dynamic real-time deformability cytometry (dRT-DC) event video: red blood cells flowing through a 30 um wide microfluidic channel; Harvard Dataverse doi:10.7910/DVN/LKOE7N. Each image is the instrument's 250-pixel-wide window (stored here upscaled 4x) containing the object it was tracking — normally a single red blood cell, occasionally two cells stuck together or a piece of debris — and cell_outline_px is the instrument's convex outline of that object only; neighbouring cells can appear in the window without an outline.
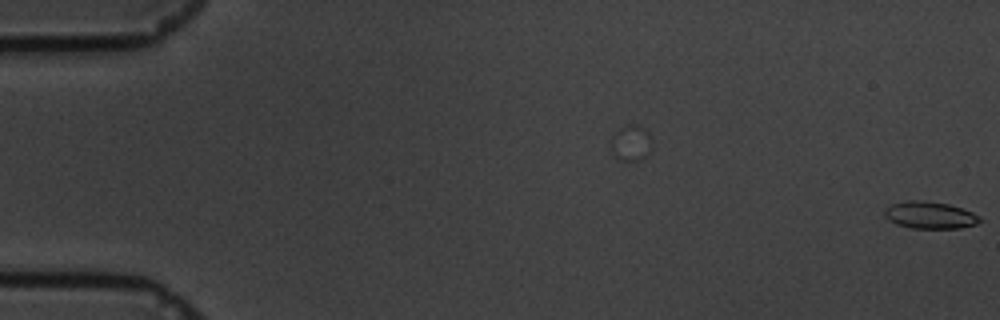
{"species": "common noctule bat (a hibernating species)", "species_latin": "Nyctalus noctula", "temperature_condition": "cold", "stored_images_in_passage": 6, "camera_frame_rate_fps": 3000, "um_per_image_px": 0.085, "animal": {"sex": "male", "body_mass_g": 19.5, "forearm_length_mm": 54.6}, "frame": {"image": 1, "passage_image": 6, "time_ms": 1.667, "image_size_px": [1000, 320], "cell_outline_px": [[984, 220], [976, 224], [960, 228], [912, 228], [896, 224], [888, 220], [884, 216], [884, 208], [892, 204], [908, 200], [920, 200], [948, 204], [972, 212], [980, 216]], "centroid_in_image_um": [79.03, 18.29], "position_along_channel_um": 6.0, "area_um2": 15.09}}